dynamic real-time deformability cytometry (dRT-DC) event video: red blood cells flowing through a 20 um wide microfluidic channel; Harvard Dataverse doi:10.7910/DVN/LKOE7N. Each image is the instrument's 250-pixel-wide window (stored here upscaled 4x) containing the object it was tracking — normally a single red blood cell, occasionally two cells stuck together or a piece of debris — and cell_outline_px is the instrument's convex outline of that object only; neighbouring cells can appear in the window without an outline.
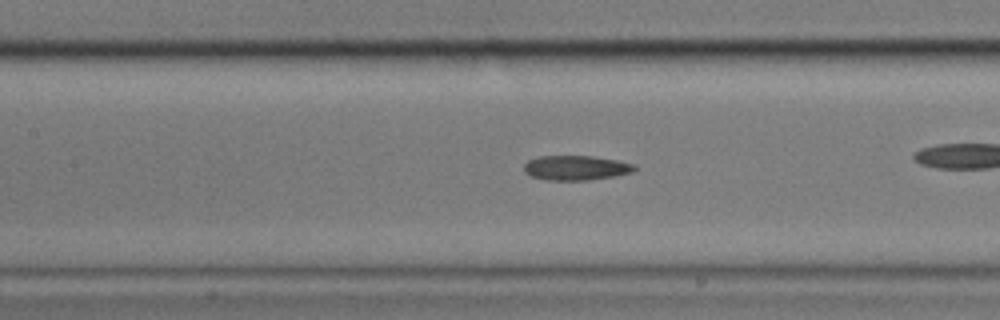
{"species": "common noctule bat (a hibernating species)", "species_latin": "Nyctalus noctula", "temperature_condition": "cold", "stored_images_in_passage": 27, "camera_frame_rate_fps": 3000, "um_per_image_px": 0.085, "animal": {"sex": "male", "body_mass_g": 17.9}, "frame": {"image": 1, "passage_image": 8, "time_ms": 2.333, "image_size_px": [1000, 320], "cell_outline_px": [[636, 172], [616, 176], [588, 180], [544, 180], [532, 176], [524, 172], [524, 164], [528, 160], [540, 156], [592, 156], [616, 160], [636, 164]], "centroid_in_image_um": [48.99, 14.27], "position_along_channel_um": 158.4, "area_um2": 16.07}}
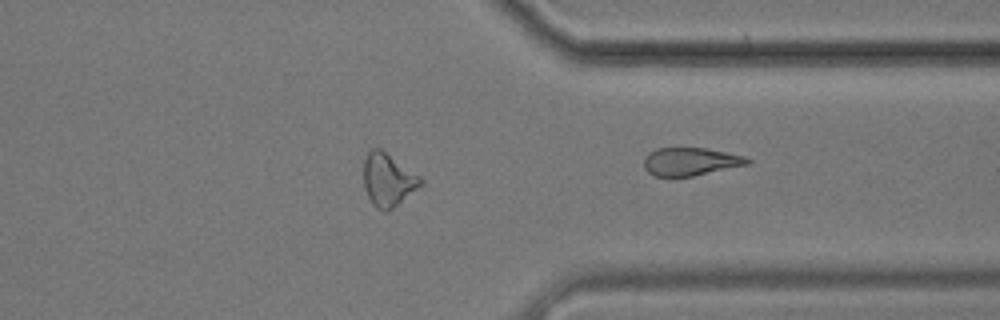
{"frame": {"image": 2, "passage_image": 27, "time_ms": 8.667, "image_size_px": [1000, 320], "cell_outline_px": [[752, 164], [692, 176], [656, 176], [648, 172], [644, 168], [644, 160], [648, 152], [656, 148], [708, 148], [744, 156], [752, 160]], "centroid_in_image_um": [58.73, 13.73], "position_along_channel_um": 352.7, "area_um2": 16.99}}